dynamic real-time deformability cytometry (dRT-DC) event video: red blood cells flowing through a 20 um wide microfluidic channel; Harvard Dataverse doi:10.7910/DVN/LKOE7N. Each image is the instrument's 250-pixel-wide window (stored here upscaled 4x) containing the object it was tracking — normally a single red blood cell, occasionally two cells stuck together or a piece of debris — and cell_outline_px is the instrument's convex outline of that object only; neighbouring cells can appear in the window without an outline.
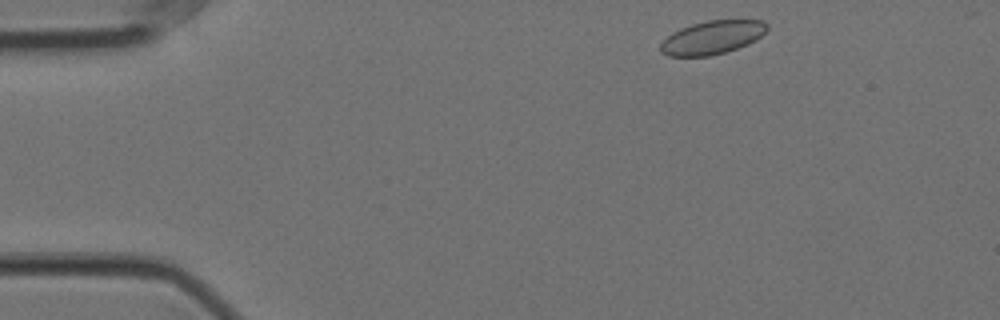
{"species": "Egyptian fruit bat (a non-hibernating species)", "species_latin": "Rousettus aegyptiacus", "temperature_condition": "cold", "stored_images_in_passage": 48, "camera_frame_rate_fps": 3000, "um_per_image_px": 0.085, "animal": {"sex": "female"}, "frame": {"image": 1, "passage_image": 2, "time_ms": 0.333, "image_size_px": [1000, 320], "cell_outline_px": [[768, 28], [756, 40], [748, 44], [724, 52], [708, 56], [668, 56], [660, 52], [660, 44], [672, 32], [680, 28], [692, 24], [708, 20], [764, 20], [768, 24]], "centroid_in_image_um": [60.53, 3.18], "position_along_channel_um": 24.5, "area_um2": 20.69}}
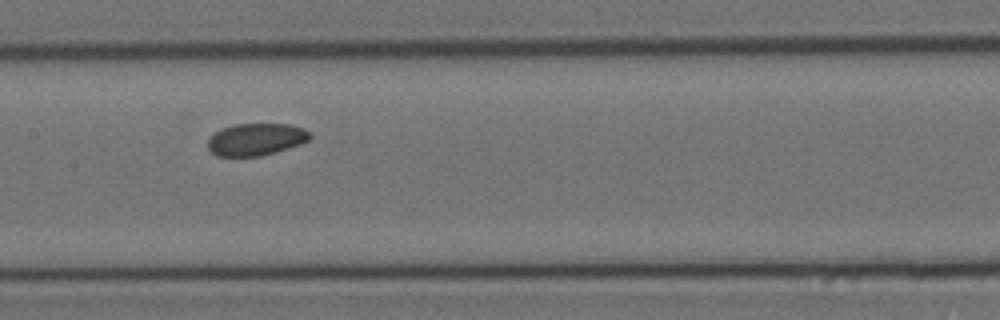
{"frame": {"image": 2, "passage_image": 22, "time_ms": 7.0, "image_size_px": [1000, 320], "cell_outline_px": [[312, 136], [308, 140], [300, 144], [260, 156], [216, 156], [208, 148], [208, 140], [216, 132], [232, 124], [292, 124], [304, 128], [312, 132]], "centroid_in_image_um": [21.79, 11.83], "position_along_channel_um": 185.6, "area_um2": 19.07}}
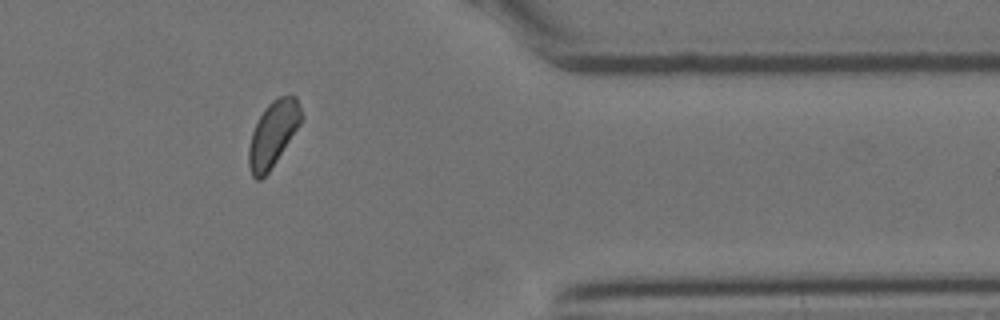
{"frame": {"image": 3, "passage_image": 41, "time_ms": 13.333, "image_size_px": [1000, 320], "cell_outline_px": [[304, 116], [300, 124], [268, 172], [260, 180], [256, 180], [252, 176], [248, 168], [248, 148], [252, 132], [264, 108], [276, 96], [296, 96]], "centroid_in_image_um": [23.2, 11.36], "position_along_channel_um": 388.2, "area_um2": 19.88}}